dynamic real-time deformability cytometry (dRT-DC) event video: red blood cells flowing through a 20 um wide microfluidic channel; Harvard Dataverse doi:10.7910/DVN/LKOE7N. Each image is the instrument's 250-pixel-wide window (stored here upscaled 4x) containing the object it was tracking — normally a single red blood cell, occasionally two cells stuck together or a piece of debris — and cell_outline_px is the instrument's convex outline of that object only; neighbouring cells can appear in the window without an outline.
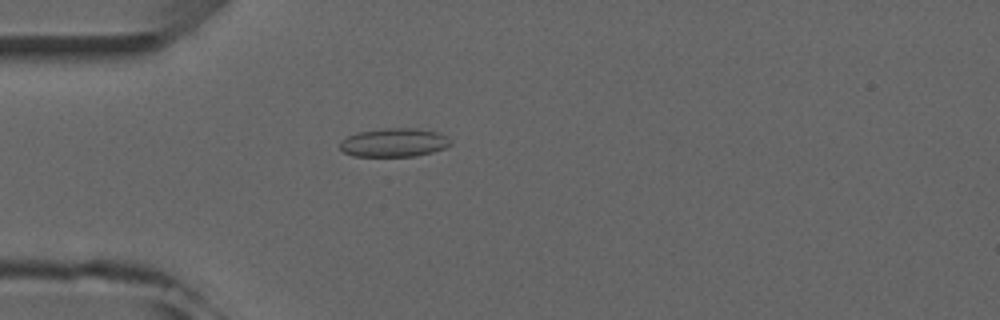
{"species": "common noctule bat (a hibernating species)", "species_latin": "Nyctalus noctula", "temperature_condition": "room temperature", "stored_images_in_passage": 5, "camera_frame_rate_fps": 3000, "um_per_image_px": 0.085, "animal": {"sex": "male", "forearm_length_mm": 52.5}, "frame": {"image": 1, "passage_image": 5, "time_ms": 4.667, "image_size_px": [1000, 320], "cell_outline_px": [[452, 144], [444, 148], [432, 152], [416, 156], [352, 156], [344, 152], [340, 148], [340, 144], [348, 136], [360, 132], [384, 128], [416, 128], [436, 132], [448, 136], [452, 140]], "centroid_in_image_um": [33.54, 12.12], "position_along_channel_um": 51.5, "area_um2": 18.38}}